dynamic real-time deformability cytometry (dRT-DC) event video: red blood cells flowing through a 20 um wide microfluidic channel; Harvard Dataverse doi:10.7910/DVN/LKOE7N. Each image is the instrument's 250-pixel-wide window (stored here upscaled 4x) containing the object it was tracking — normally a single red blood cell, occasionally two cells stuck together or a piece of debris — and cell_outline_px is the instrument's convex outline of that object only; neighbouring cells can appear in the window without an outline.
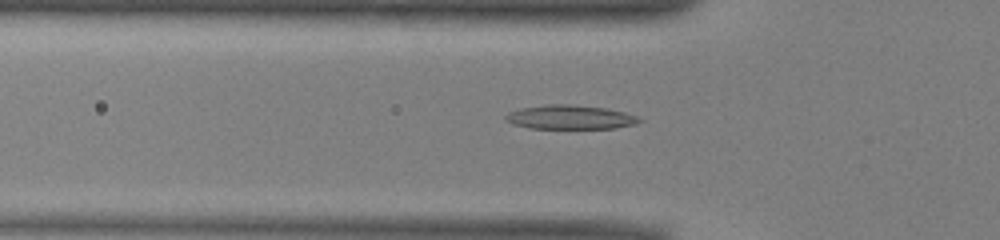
{"species": "common noctule bat (a hibernating species)", "species_latin": "Nyctalus noctula", "temperature_condition": "warm", "stored_images_in_passage": 42, "camera_frame_rate_fps": 3000, "um_per_image_px": 0.085, "animal": {"sex": "male", "body_mass_g": 13.0, "forearm_length_mm": 53.1}, "frame": {"image": 1, "passage_image": 10, "time_ms": 3.0, "image_size_px": [1000, 240], "cell_outline_px": [[644, 120], [636, 124], [616, 128], [528, 128], [512, 124], [504, 120], [504, 116], [508, 112], [520, 108], [544, 104], [568, 104], [604, 108], [624, 112], [636, 116]], "centroid_in_image_um": [48.41, 9.96], "position_along_channel_um": 77.4, "area_um2": 18.84}}
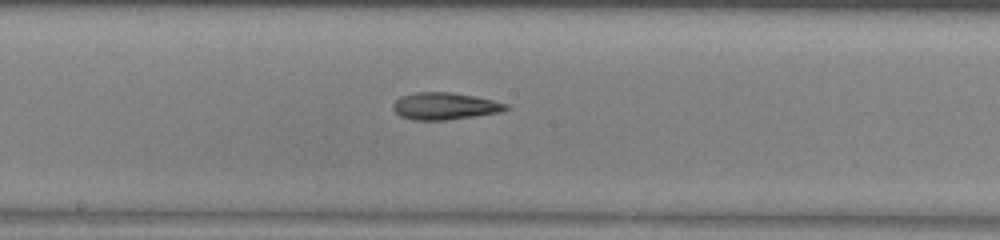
{"frame": {"image": 2, "passage_image": 20, "time_ms": 6.333, "image_size_px": [1000, 240], "cell_outline_px": [[512, 108], [500, 112], [444, 120], [412, 120], [400, 116], [392, 108], [392, 104], [400, 96], [416, 92], [452, 92], [492, 100], [508, 104]], "centroid_in_image_um": [37.78, 9.01], "position_along_channel_um": 210.4, "area_um2": 17.74}}
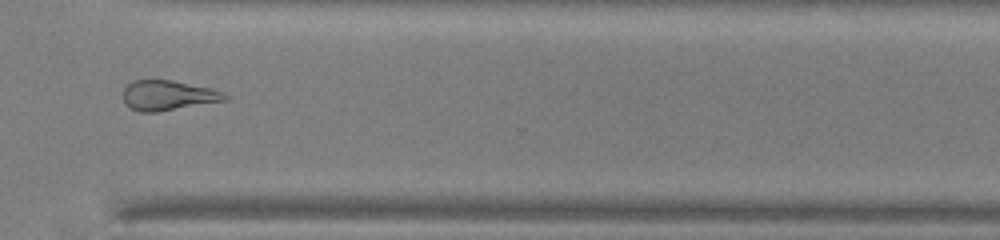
{"frame": {"image": 3, "passage_image": 31, "time_ms": 10.0, "image_size_px": [1000, 240], "cell_outline_px": [[228, 100], [156, 112], [140, 112], [128, 108], [124, 104], [124, 88], [132, 80], [172, 80], [212, 88], [224, 92], [228, 96]], "centroid_in_image_um": [14.28, 8.11], "position_along_channel_um": 356.3, "area_um2": 17.92}}